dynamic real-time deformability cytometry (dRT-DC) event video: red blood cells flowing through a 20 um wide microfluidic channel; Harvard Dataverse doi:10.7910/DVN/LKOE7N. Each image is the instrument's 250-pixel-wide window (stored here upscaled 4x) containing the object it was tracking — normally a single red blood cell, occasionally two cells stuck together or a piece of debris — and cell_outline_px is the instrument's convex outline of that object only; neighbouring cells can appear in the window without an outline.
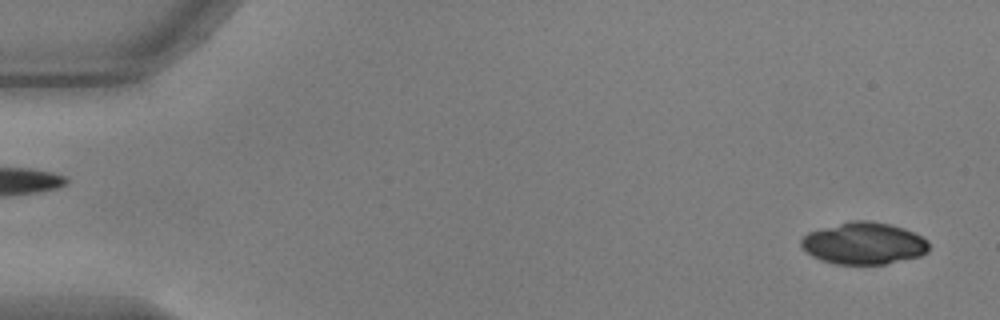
{"species": "common noctule bat (a hibernating species)", "species_latin": "Nyctalus noctula", "temperature_condition": "warm", "stored_images_in_passage": 54, "camera_frame_rate_fps": 3000, "um_per_image_px": 0.085, "animal": {"sex": "male", "body_mass_g": 17.9, "forearm_length_mm": 54.2}, "frame": {"image": 1, "passage_image": 2, "time_ms": 0.333, "image_size_px": [1000, 320], "cell_outline_px": [[928, 252], [920, 256], [884, 264], [836, 264], [820, 260], [812, 256], [800, 244], [800, 240], [808, 232], [852, 220], [868, 220], [892, 224], [904, 228], [928, 240]], "centroid_in_image_um": [73.43, 20.68], "position_along_channel_um": 11.6, "area_um2": 31.15}}
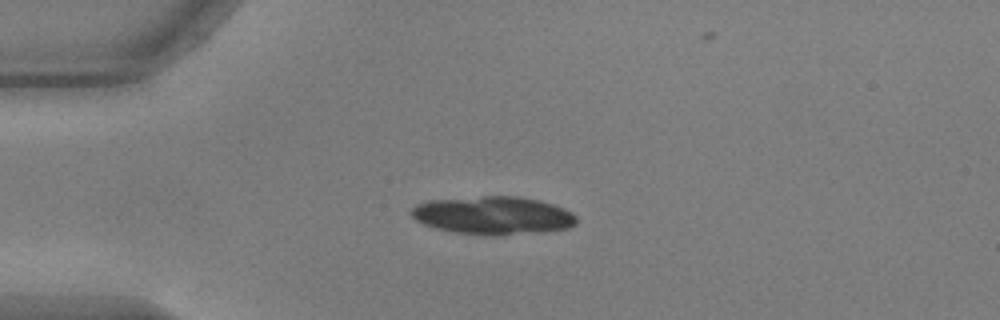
{"frame": {"image": 2, "passage_image": 13, "time_ms": 4.0, "image_size_px": [1000, 320], "cell_outline_px": [[576, 224], [568, 228], [544, 232], [452, 232], [436, 228], [424, 224], [416, 220], [408, 212], [416, 204], [428, 200], [484, 196], [520, 196], [540, 200], [564, 208], [572, 212], [576, 216]], "centroid_in_image_um": [41.91, 18.26], "position_along_channel_um": 43.1, "area_um2": 35.72}}